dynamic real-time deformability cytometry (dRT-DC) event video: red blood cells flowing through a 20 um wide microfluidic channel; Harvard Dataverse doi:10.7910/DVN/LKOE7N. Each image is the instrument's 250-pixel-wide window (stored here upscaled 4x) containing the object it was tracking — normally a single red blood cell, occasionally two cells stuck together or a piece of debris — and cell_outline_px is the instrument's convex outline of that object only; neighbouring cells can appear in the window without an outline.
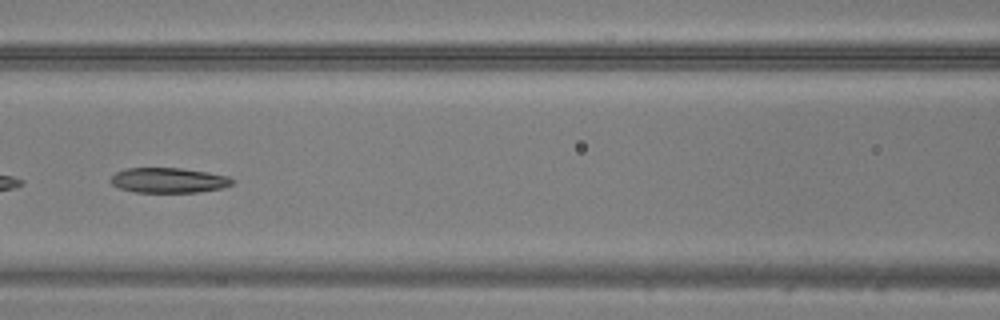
{"species": "common noctule bat (a hibernating species)", "species_latin": "Nyctalus noctula", "temperature_condition": "warm", "stored_images_in_passage": 20, "camera_frame_rate_fps": 3000, "um_per_image_px": 0.085, "animal": {"sex": "male", "body_mass_g": 20.5, "forearm_length_mm": 52.5}, "frame": {"image": 1, "passage_image": 12, "time_ms": 3.667, "image_size_px": [1000, 320], "cell_outline_px": [[236, 180], [232, 184], [224, 188], [200, 192], [136, 192], [120, 188], [112, 184], [112, 176], [116, 172], [124, 168], [180, 168], [208, 172], [228, 176]], "centroid_in_image_um": [14.38, 15.32], "position_along_channel_um": 152.2, "area_um2": 17.8}}
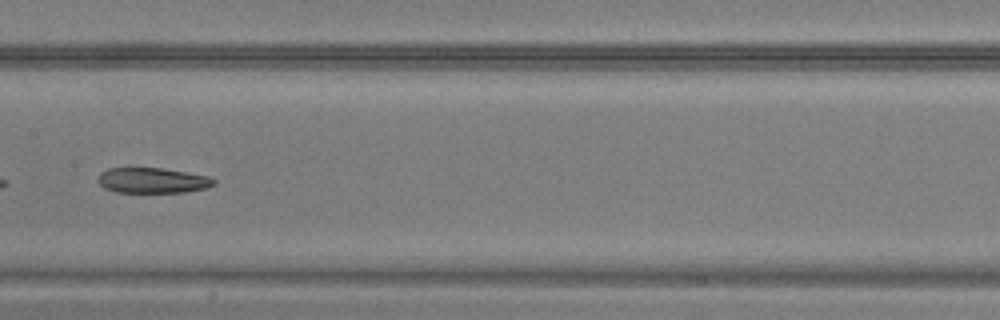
{"frame": {"image": 2, "passage_image": 15, "time_ms": 4.667, "image_size_px": [1000, 320], "cell_outline_px": [[216, 184], [208, 188], [184, 192], [116, 192], [104, 188], [96, 180], [100, 172], [108, 168], [128, 164], [160, 168], [208, 176], [216, 180]], "centroid_in_image_um": [12.88, 15.29], "position_along_channel_um": 194.5, "area_um2": 17.92}}